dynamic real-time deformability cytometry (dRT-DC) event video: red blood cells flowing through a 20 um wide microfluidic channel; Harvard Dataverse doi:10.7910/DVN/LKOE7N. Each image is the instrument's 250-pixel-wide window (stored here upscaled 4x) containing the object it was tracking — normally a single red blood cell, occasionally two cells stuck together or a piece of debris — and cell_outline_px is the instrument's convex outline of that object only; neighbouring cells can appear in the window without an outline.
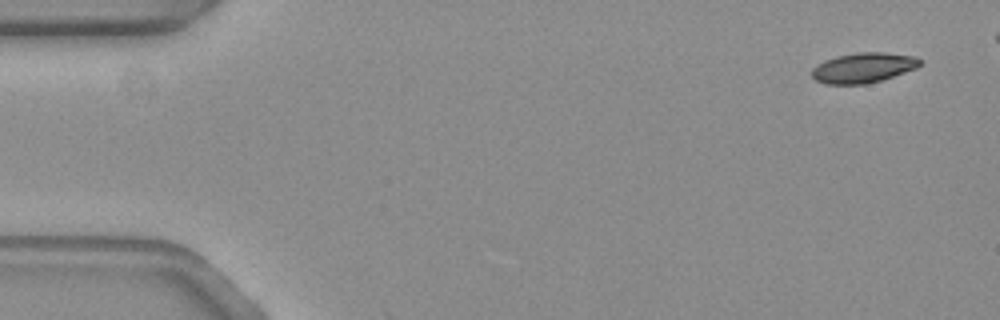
{"species": "common noctule bat (a hibernating species)", "species_latin": "Nyctalus noctula", "temperature_condition": "warm", "stored_images_in_passage": 49, "camera_frame_rate_fps": 3000, "um_per_image_px": 0.085, "animal": {"sex": "female", "body_mass_g": 19.3, "forearm_length_mm": 54.1}, "frame": {"image": 1, "passage_image": 1, "time_ms": 0.0, "image_size_px": [1000, 320], "cell_outline_px": [[920, 64], [916, 68], [880, 80], [864, 84], [824, 84], [816, 80], [812, 76], [812, 68], [824, 60], [836, 56], [856, 52], [884, 52], [916, 56], [920, 60]], "centroid_in_image_um": [73.35, 5.74], "position_along_channel_um": 11.7, "area_um2": 18.84}}
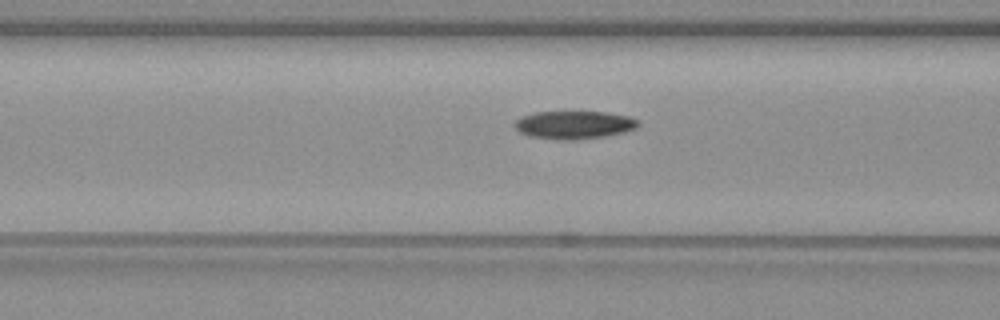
{"frame": {"image": 2, "passage_image": 20, "time_ms": 6.333, "image_size_px": [1000, 320], "cell_outline_px": [[640, 124], [636, 128], [624, 132], [604, 136], [568, 140], [556, 140], [532, 136], [520, 132], [512, 124], [516, 120], [524, 116], [536, 112], [608, 112], [628, 116], [640, 120]], "centroid_in_image_um": [48.83, 10.61], "position_along_channel_um": 117.8, "area_um2": 20.06}}
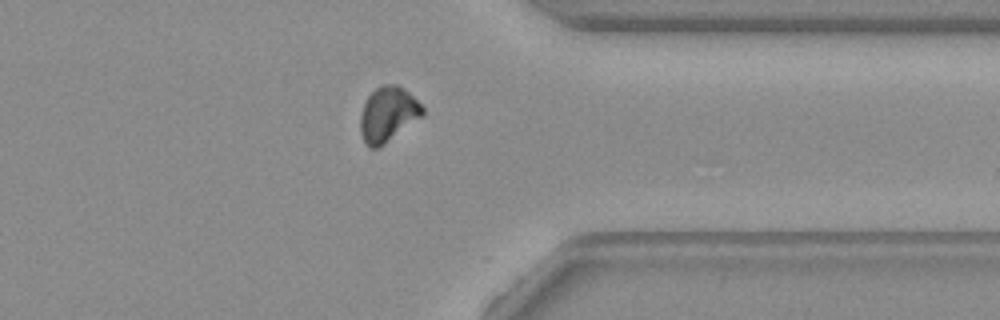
{"frame": {"image": 3, "passage_image": 42, "time_ms": 13.667, "image_size_px": [1000, 320], "cell_outline_px": [[424, 116], [380, 148], [368, 148], [360, 132], [360, 116], [364, 104], [368, 96], [376, 88], [384, 84], [396, 84], [404, 88], [424, 108]], "centroid_in_image_um": [32.99, 9.74], "position_along_channel_um": 378.4, "area_um2": 20.11}, "authors_computed_cell_mechanics": {"area_um2": 20.1144, "velocity_mm_per_s": 3.662, "shape_relaxation_time_tau1_ms": 6.6847, "shape_relaxation_time_tau2_ms": null, "deformation_change_tau1": 0.1561, "deformation_change_tau2": null}}